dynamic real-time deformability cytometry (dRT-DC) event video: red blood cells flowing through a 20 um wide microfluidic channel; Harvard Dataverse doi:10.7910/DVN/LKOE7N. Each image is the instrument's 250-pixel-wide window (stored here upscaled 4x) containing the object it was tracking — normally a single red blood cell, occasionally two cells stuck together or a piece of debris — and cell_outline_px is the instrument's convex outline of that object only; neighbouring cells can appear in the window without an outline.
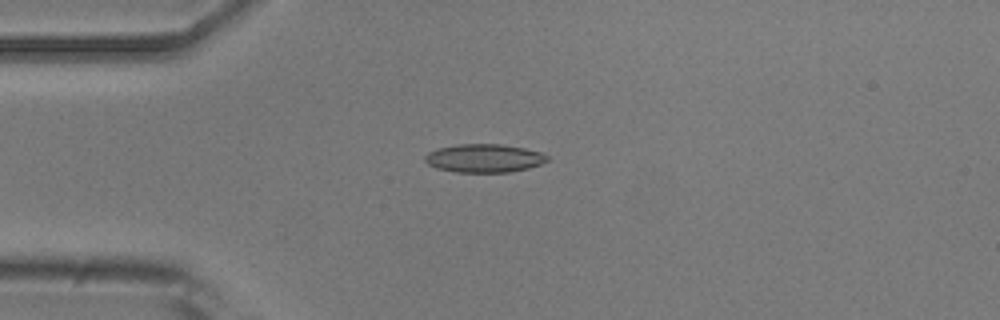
{"species": "common noctule bat (a hibernating species)", "species_latin": "Nyctalus noctula", "temperature_condition": "room temperature", "stored_images_in_passage": 5, "camera_frame_rate_fps": 3000, "um_per_image_px": 0.085, "animal": {"sex": "male", "body_mass_g": 20.5, "forearm_length_mm": 52.5}, "frame": {"image": 1, "passage_image": 4, "time_ms": 4.0, "image_size_px": [1000, 320], "cell_outline_px": [[548, 160], [540, 164], [528, 168], [508, 172], [456, 172], [436, 168], [428, 164], [424, 160], [424, 156], [428, 152], [440, 148], [456, 144], [500, 144], [524, 148], [540, 152], [548, 156]], "centroid_in_image_um": [41.13, 13.45], "position_along_channel_um": 43.9, "area_um2": 20.11}}
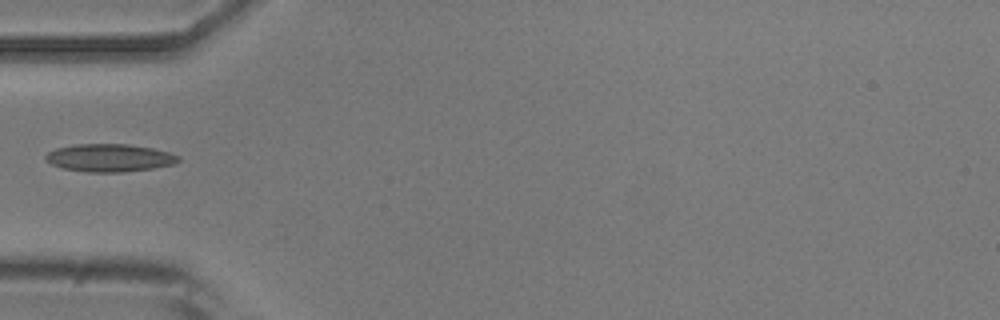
{"frame": {"image": 2, "passage_image": 5, "time_ms": 5.333, "image_size_px": [1000, 320], "cell_outline_px": [[180, 160], [176, 164], [152, 168], [120, 172], [88, 172], [64, 168], [52, 164], [44, 160], [44, 156], [48, 152], [56, 148], [76, 144], [128, 144], [152, 148], [168, 152], [180, 156]], "centroid_in_image_um": [9.31, 13.41], "position_along_channel_um": 75.7, "area_um2": 21.44}}